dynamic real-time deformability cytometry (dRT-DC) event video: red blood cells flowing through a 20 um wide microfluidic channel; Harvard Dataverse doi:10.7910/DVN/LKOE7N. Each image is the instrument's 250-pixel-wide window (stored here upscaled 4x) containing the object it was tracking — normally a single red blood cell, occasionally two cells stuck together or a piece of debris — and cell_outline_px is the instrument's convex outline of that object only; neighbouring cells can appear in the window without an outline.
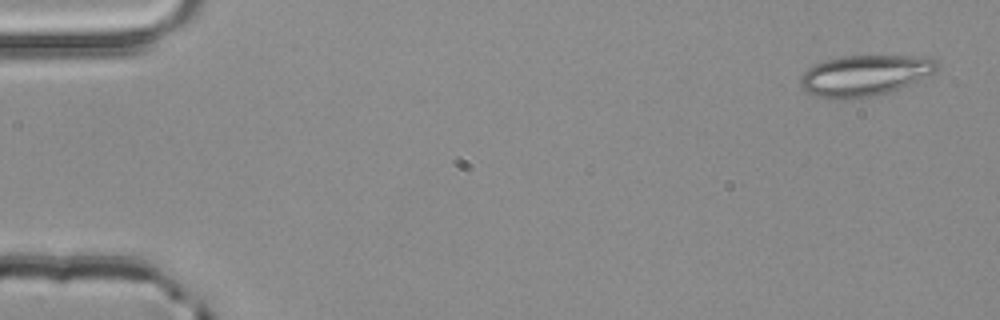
{"species": "common noctule bat (a hibernating species)", "species_latin": "Nyctalus noctula", "temperature_condition": "room temperature", "stored_images_in_passage": 4, "camera_frame_rate_fps": 3000, "um_per_image_px": 0.085, "animal": {"sex": "male", "body_mass_g": 20.4}, "frame": {"image": 1, "passage_image": 1, "time_ms": 0.0, "image_size_px": [1000, 320], "cell_outline_px": [[940, 68], [936, 72], [900, 88], [888, 92], [872, 96], [816, 96], [804, 92], [800, 84], [800, 76], [808, 68], [824, 60], [844, 56], [928, 56], [936, 60], [940, 64]], "centroid_in_image_um": [73.56, 6.36], "position_along_channel_um": 11.4, "area_um2": 31.96}}